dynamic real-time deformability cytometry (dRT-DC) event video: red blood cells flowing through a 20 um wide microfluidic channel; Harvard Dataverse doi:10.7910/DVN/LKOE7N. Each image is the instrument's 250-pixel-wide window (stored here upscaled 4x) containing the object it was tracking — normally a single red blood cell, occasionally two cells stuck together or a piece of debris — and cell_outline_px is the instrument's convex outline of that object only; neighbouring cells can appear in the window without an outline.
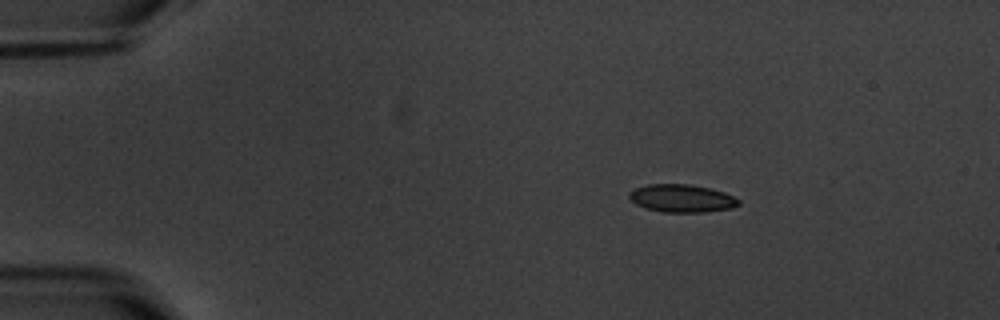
{"species": "common noctule bat (a hibernating species)", "species_latin": "Nyctalus noctula", "temperature_condition": "warm", "stored_images_in_passage": 5, "camera_frame_rate_fps": 3000, "um_per_image_px": 0.085, "animal": {"sex": "male", "body_mass_g": 20.1, "forearm_length_mm": 53.5}, "frame": {"image": 1, "passage_image": 2, "time_ms": 1.333, "image_size_px": [1000, 320], "cell_outline_px": [[740, 204], [732, 208], [704, 212], [664, 212], [644, 208], [636, 204], [628, 196], [628, 192], [636, 188], [648, 184], [688, 184], [708, 188], [724, 192], [740, 200]], "centroid_in_image_um": [57.94, 16.86], "position_along_channel_um": 27.1, "area_um2": 17.69}}